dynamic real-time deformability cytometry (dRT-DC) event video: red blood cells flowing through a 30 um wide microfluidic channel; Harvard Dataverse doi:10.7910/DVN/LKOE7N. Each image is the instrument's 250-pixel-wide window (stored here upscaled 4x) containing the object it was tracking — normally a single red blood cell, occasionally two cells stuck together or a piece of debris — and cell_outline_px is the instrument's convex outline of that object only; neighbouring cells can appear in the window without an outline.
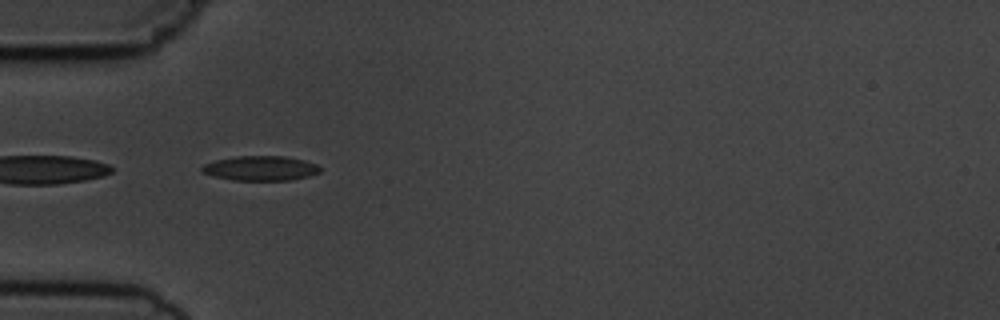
{"species": "common noctule bat (a hibernating species)", "species_latin": "Nyctalus noctula", "temperature_condition": "cold", "stored_images_in_passage": 2, "camera_frame_rate_fps": 3000, "um_per_image_px": 0.085, "animal": {"sex": "male", "body_mass_g": 19.5, "forearm_length_mm": 54.6}, "frame": {"image": 1, "passage_image": 1, "time_ms": 0.0, "image_size_px": [1000, 320], "cell_outline_px": [[320, 172], [308, 176], [292, 180], [232, 180], [216, 176], [204, 172], [200, 168], [204, 164], [216, 160], [236, 156], [284, 156], [304, 160], [316, 164], [320, 168]], "centroid_in_image_um": [22.17, 14.3], "position_along_channel_um": 62.8, "area_um2": 16.82}}